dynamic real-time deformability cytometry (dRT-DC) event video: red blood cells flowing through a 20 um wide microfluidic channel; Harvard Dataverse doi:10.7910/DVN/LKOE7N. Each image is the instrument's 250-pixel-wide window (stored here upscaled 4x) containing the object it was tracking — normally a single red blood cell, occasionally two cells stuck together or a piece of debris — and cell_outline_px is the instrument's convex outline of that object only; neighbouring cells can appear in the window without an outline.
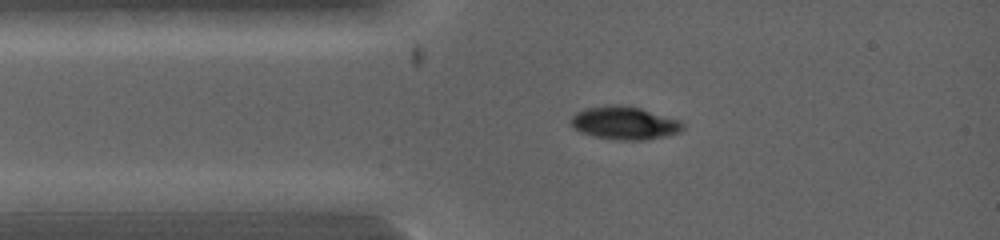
{"species": "common noctule bat (a hibernating species)", "species_latin": "Nyctalus noctula", "temperature_condition": "warm", "stored_images_in_passage": 21, "camera_frame_rate_fps": 5000, "um_per_image_px": 0.085, "animal": {"sex": "female", "body_mass_g": 19.0, "forearm_length_mm": 53.3}, "frame": {"image": 1, "passage_image": 2, "time_ms": 0.2, "image_size_px": [1000, 240], "cell_outline_px": [[684, 128], [680, 132], [664, 136], [644, 140], [620, 140], [592, 136], [580, 132], [572, 128], [568, 124], [568, 120], [576, 112], [584, 108], [612, 104], [616, 104], [640, 108], [680, 120], [684, 124]], "centroid_in_image_um": [53.02, 10.45], "position_along_channel_um": 32.0, "area_um2": 21.79}}
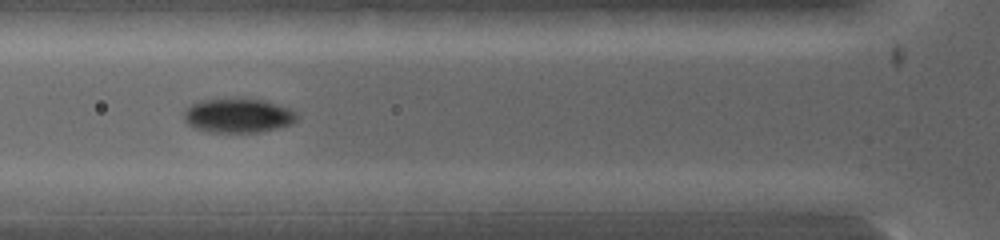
{"frame": {"image": 2, "passage_image": 8, "time_ms": 1.6, "image_size_px": [1000, 240], "cell_outline_px": [[300, 116], [292, 124], [276, 128], [256, 132], [208, 132], [192, 128], [184, 120], [184, 112], [192, 104], [200, 100], [232, 96], [244, 96], [264, 100], [288, 108], [296, 112]], "centroid_in_image_um": [20.22, 9.78], "position_along_channel_um": 105.6, "area_um2": 23.29}}
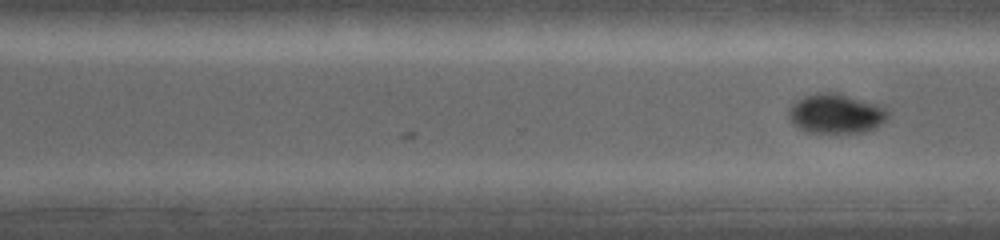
{"frame": {"image": 3, "passage_image": 21, "time_ms": 4.8, "image_size_px": [1000, 240], "cell_outline_px": [[888, 120], [876, 128], [868, 132], [808, 132], [800, 128], [788, 116], [788, 112], [792, 104], [796, 100], [804, 96], [820, 92], [836, 92], [884, 104], [888, 108]], "centroid_in_image_um": [71.16, 9.63], "position_along_channel_um": 299.4, "area_um2": 23.29}}